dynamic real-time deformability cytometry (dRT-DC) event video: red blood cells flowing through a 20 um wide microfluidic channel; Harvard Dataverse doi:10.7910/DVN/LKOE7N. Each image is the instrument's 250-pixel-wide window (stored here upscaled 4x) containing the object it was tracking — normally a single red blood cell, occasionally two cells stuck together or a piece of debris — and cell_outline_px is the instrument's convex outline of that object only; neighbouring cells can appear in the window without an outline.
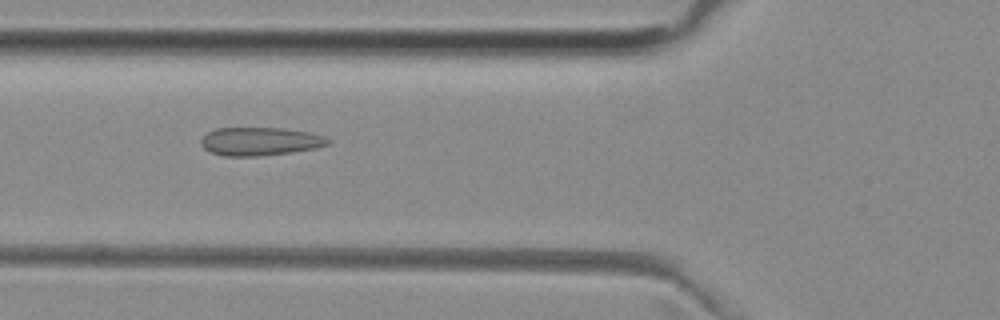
{"species": "common noctule bat (a hibernating species)", "species_latin": "Nyctalus noctula", "temperature_condition": "room temperature", "stored_images_in_passage": 52, "camera_frame_rate_fps": 3000, "um_per_image_px": 0.085, "animal": {"sex": "female", "body_mass_g": 29.2, "forearm_length_mm": 56.3}, "frame": {"image": 1, "passage_image": 19, "time_ms": 6.0, "image_size_px": [1000, 320], "cell_outline_px": [[332, 140], [328, 144], [316, 148], [292, 152], [256, 156], [224, 156], [212, 152], [204, 148], [200, 144], [200, 140], [208, 132], [216, 128], [284, 128], [308, 132], [324, 136]], "centroid_in_image_um": [22.11, 12.01], "position_along_channel_um": 103.7, "area_um2": 20.87}}
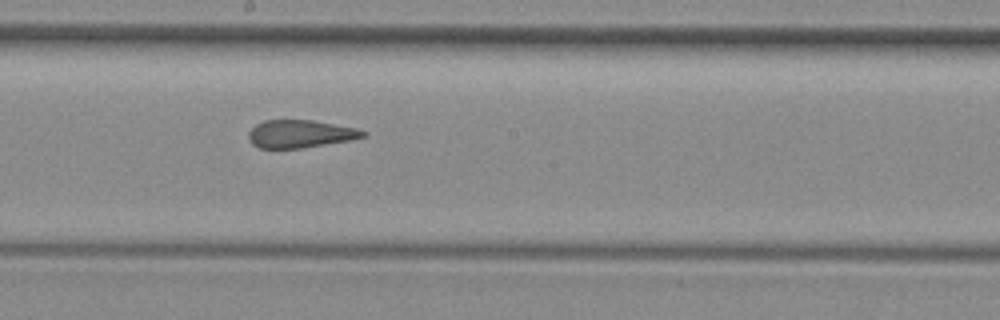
{"frame": {"image": 2, "passage_image": 28, "time_ms": 9.0, "image_size_px": [1000, 320], "cell_outline_px": [[368, 136], [352, 140], [300, 148], [260, 148], [252, 144], [248, 136], [248, 132], [256, 124], [264, 120], [312, 120], [356, 128], [368, 132]], "centroid_in_image_um": [25.54, 11.38], "position_along_channel_um": 222.7, "area_um2": 18.55}}
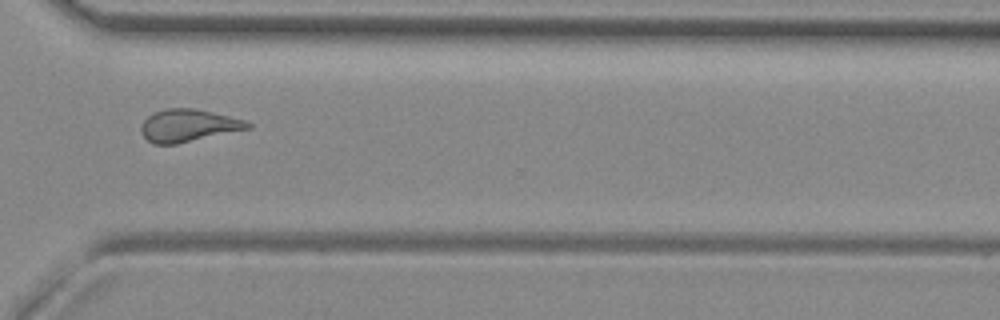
{"frame": {"image": 3, "passage_image": 38, "time_ms": 12.333, "image_size_px": [1000, 320], "cell_outline_px": [[252, 128], [176, 144], [152, 144], [140, 132], [140, 128], [144, 120], [152, 112], [168, 108], [196, 108], [248, 120], [252, 124]], "centroid_in_image_um": [16.03, 10.66], "position_along_channel_um": 354.6, "area_um2": 20.4}, "authors_computed_cell_mechanics": {"area_um2": 20.4612, "velocity_mm_per_s": 3.9554, "shape_relaxation_time_tau1_ms": null, "shape_relaxation_time_tau2_ms": 1.4816, "deformation_change_tau1": null, "deformation_change_tau2": 0.0926}}